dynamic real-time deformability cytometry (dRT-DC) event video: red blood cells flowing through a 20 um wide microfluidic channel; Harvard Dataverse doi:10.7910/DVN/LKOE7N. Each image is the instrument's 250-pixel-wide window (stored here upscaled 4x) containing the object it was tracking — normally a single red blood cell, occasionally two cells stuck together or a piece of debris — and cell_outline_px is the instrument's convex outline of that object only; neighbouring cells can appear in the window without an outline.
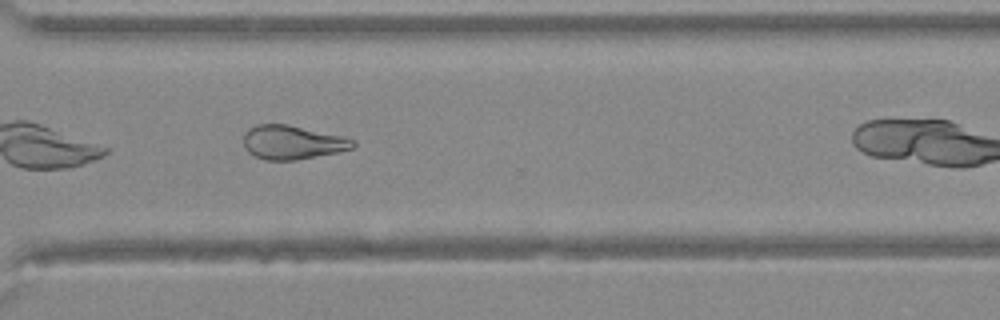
{"species": "Egyptian fruit bat (a non-hibernating species)", "species_latin": "Rousettus aegyptiacus", "temperature_condition": "warm", "stored_images_in_passage": 23, "camera_frame_rate_fps": 3000, "um_per_image_px": 0.085, "animal": {"sex": "female"}, "frame": {"image": 1, "passage_image": 20, "time_ms": 6.333, "image_size_px": [1000, 320], "cell_outline_px": [[356, 144], [352, 148], [336, 152], [296, 160], [264, 160], [248, 152], [244, 148], [244, 132], [248, 128], [256, 124], [288, 124], [340, 136], [356, 140]], "centroid_in_image_um": [24.8, 12.09], "position_along_channel_um": 345.8, "area_um2": 21.5}}